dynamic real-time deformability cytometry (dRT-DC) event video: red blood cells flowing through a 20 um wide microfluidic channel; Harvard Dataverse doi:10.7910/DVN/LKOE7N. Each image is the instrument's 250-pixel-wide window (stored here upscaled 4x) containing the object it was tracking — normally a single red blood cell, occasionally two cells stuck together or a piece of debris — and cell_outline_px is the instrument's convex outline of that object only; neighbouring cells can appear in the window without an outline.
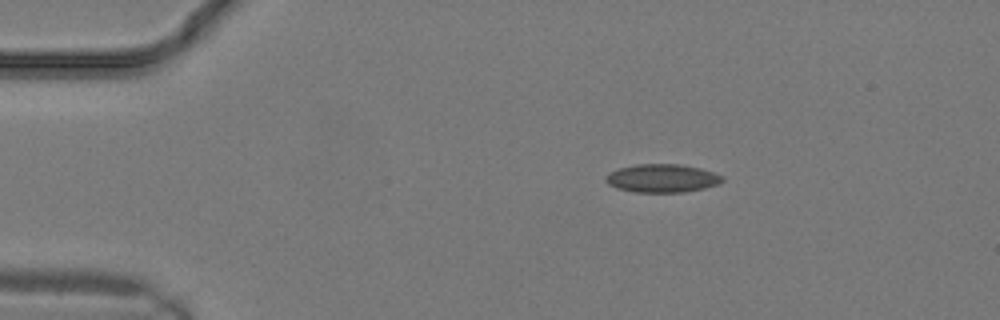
{"species": "common noctule bat (a hibernating species)", "species_latin": "Nyctalus noctula", "temperature_condition": "warm", "stored_images_in_passage": 7, "camera_frame_rate_fps": 3000, "um_per_image_px": 0.085, "animal": {"sex": "male", "body_mass_g": 19.2, "forearm_length_mm": 51.8}, "frame": {"image": 1, "passage_image": 1, "time_ms": 0.0, "image_size_px": [1000, 320], "cell_outline_px": [[724, 180], [720, 184], [704, 188], [684, 192], [636, 192], [616, 188], [608, 184], [604, 180], [604, 176], [608, 172], [620, 168], [636, 164], [680, 164], [700, 168], [724, 176]], "centroid_in_image_um": [56.27, 15.15], "position_along_channel_um": 28.7, "area_um2": 19.36}}
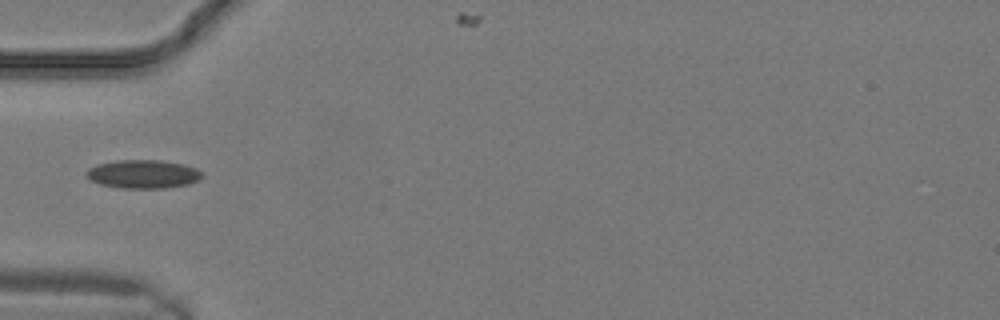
{"frame": {"image": 2, "passage_image": 5, "time_ms": 1.333, "image_size_px": [1000, 320], "cell_outline_px": [[204, 176], [200, 180], [188, 184], [164, 188], [120, 188], [100, 184], [84, 176], [84, 172], [88, 168], [96, 164], [116, 160], [160, 160], [184, 164], [196, 168]], "centroid_in_image_um": [12.14, 14.79], "position_along_channel_um": 72.9, "area_um2": 19.42}}